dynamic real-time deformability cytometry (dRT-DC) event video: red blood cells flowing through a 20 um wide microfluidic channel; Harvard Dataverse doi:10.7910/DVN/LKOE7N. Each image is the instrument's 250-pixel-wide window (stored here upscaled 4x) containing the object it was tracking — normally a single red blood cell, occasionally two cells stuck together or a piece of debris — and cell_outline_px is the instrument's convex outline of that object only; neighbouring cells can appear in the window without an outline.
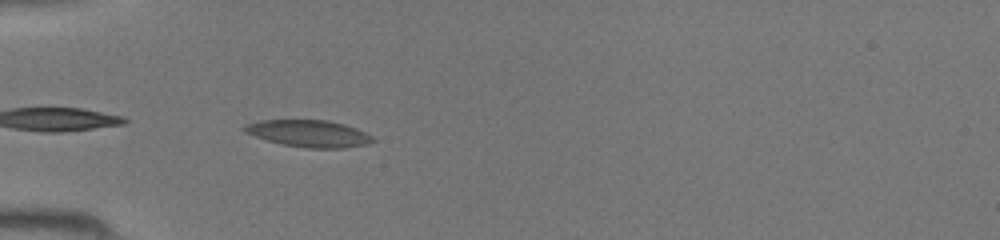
{"species": "common noctule bat (a hibernating species)", "species_latin": "Nyctalus noctula", "temperature_condition": "room temperature", "stored_images_in_passage": 7, "camera_frame_rate_fps": 3000, "um_per_image_px": 0.085, "animal": {"sex": "female", "body_mass_g": 19.5, "forearm_length_mm": 54.1}, "frame": {"image": 1, "passage_image": 1, "time_ms": 0.0, "image_size_px": [1000, 240], "cell_outline_px": [[376, 140], [368, 144], [344, 148], [308, 148], [280, 144], [244, 132], [240, 128], [248, 124], [260, 120], [328, 120], [344, 124], [356, 128], [372, 136]], "centroid_in_image_um": [26.26, 11.35], "position_along_channel_um": 58.7, "area_um2": 20.11}}
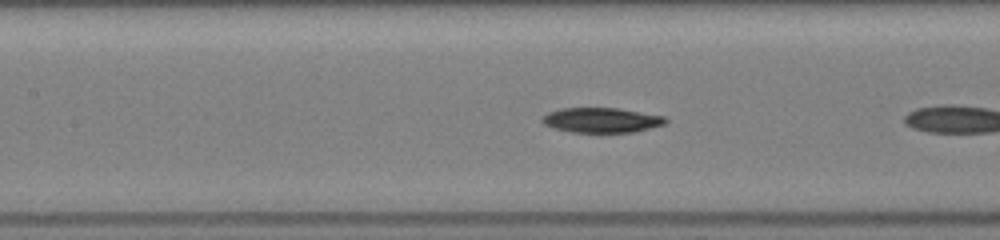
{"frame": {"image": 2, "passage_image": 6, "time_ms": 1.667, "image_size_px": [1000, 240], "cell_outline_px": [[668, 120], [664, 124], [636, 132], [572, 132], [552, 128], [544, 124], [540, 120], [548, 112], [560, 108], [616, 108], [664, 116]], "centroid_in_image_um": [51.1, 10.21], "position_along_channel_um": 156.3, "area_um2": 17.86}}